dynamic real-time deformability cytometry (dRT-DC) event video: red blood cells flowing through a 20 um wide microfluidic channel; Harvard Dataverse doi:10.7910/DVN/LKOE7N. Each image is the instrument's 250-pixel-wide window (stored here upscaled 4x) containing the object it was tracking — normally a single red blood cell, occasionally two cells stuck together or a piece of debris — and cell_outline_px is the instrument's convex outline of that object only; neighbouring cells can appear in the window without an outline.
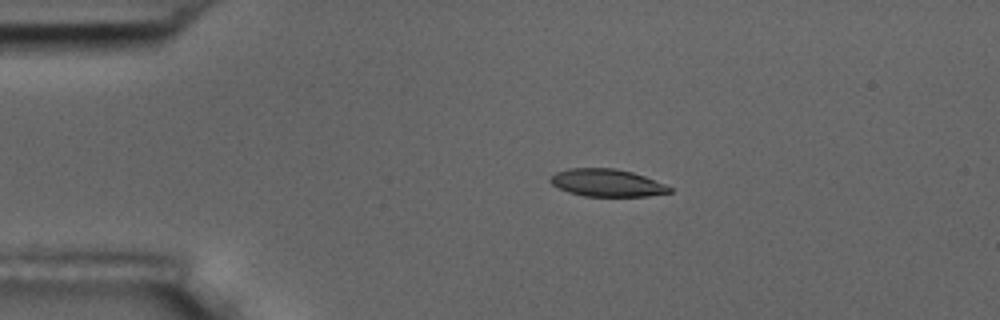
{"species": "common noctule bat (a hibernating species)", "species_latin": "Nyctalus noctula", "temperature_condition": "room temperature", "stored_images_in_passage": 6, "camera_frame_rate_fps": 3000, "um_per_image_px": 0.085, "animal": {"sex": "male", "body_mass_g": 17.5, "forearm_length_mm": 52.3}, "frame": {"image": 1, "passage_image": 4, "time_ms": 3.333, "image_size_px": [1000, 320], "cell_outline_px": [[672, 192], [648, 196], [584, 196], [568, 192], [552, 184], [548, 180], [556, 172], [568, 168], [616, 168], [632, 172], [644, 176], [664, 184], [672, 188]], "centroid_in_image_um": [51.58, 15.54], "position_along_channel_um": 33.4, "area_um2": 19.02}}
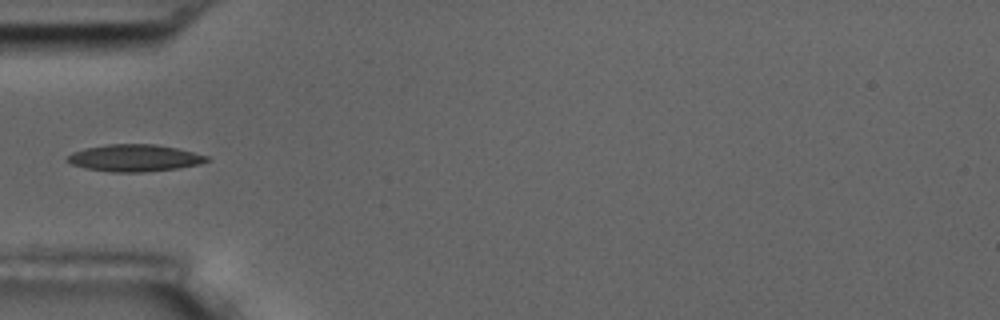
{"frame": {"image": 2, "passage_image": 6, "time_ms": 5.667, "image_size_px": [1000, 320], "cell_outline_px": [[212, 160], [200, 164], [180, 168], [144, 172], [112, 172], [84, 168], [72, 164], [64, 160], [72, 152], [84, 148], [108, 144], [156, 144], [176, 148], [208, 156]], "centroid_in_image_um": [11.43, 13.43], "position_along_channel_um": 73.6, "area_um2": 22.08}}